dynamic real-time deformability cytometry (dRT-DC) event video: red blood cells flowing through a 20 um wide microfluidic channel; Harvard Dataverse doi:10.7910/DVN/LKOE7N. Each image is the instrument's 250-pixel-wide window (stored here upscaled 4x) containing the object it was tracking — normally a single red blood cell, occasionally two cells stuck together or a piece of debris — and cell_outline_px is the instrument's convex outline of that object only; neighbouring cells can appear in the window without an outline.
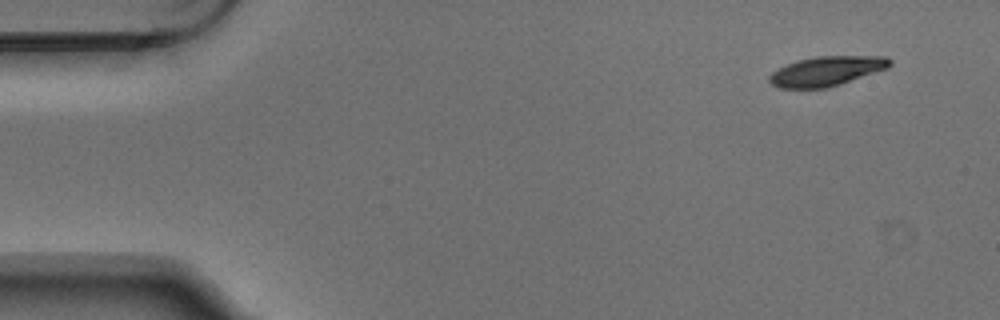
{"species": "Egyptian fruit bat (a non-hibernating species)", "species_latin": "Rousettus aegyptiacus", "temperature_condition": "warm", "stored_images_in_passage": 4, "camera_frame_rate_fps": 3000, "um_per_image_px": 0.085, "animal": {"sex": "male"}, "frame": {"image": 1, "passage_image": 1, "time_ms": 0.0, "image_size_px": [1000, 320], "cell_outline_px": [[892, 64], [888, 68], [840, 84], [824, 88], [780, 88], [772, 84], [768, 80], [768, 76], [772, 72], [788, 64], [800, 60], [816, 56], [888, 56], [892, 60]], "centroid_in_image_um": [70.29, 6.04], "position_along_channel_um": 14.7, "area_um2": 20.63}}
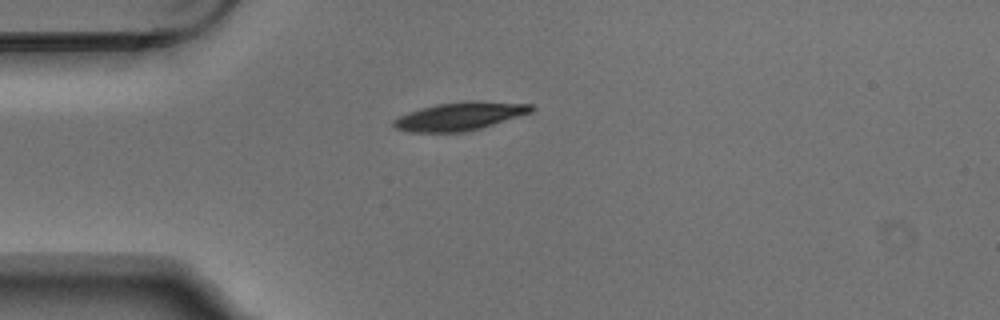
{"frame": {"image": 2, "passage_image": 4, "time_ms": 1.0, "image_size_px": [1000, 320], "cell_outline_px": [[536, 108], [532, 112], [480, 128], [464, 132], [408, 132], [396, 128], [392, 124], [392, 120], [408, 112], [436, 104], [472, 100], [532, 104]], "centroid_in_image_um": [39.09, 9.87], "position_along_channel_um": 45.9, "area_um2": 22.54}}